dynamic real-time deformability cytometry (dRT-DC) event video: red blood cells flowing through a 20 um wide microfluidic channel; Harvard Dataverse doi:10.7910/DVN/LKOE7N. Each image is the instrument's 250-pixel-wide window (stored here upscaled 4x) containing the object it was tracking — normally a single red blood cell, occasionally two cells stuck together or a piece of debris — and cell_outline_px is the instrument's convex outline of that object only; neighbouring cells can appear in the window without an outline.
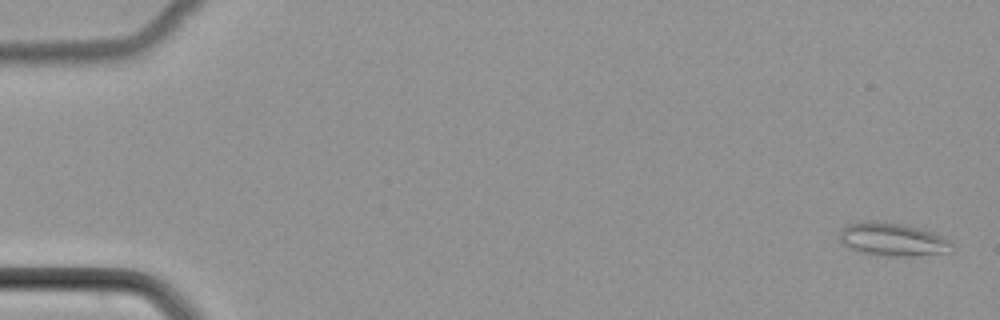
{"species": "common noctule bat (a hibernating species)", "species_latin": "Nyctalus noctula", "temperature_condition": "cold", "stored_images_in_passage": 52, "camera_frame_rate_fps": 3000, "um_per_image_px": 0.085, "animal": {"sex": "female", "body_mass_g": 22.7, "forearm_length_mm": 54.2}, "frame": {"image": 1, "passage_image": 2, "time_ms": 0.333, "image_size_px": [1000, 320], "cell_outline_px": [[952, 244], [948, 252], [908, 256], [888, 256], [860, 252], [848, 248], [840, 240], [840, 232], [848, 224], [868, 220], [904, 224], [920, 228], [932, 232], [948, 240]], "centroid_in_image_um": [75.83, 20.34], "position_along_channel_um": 9.2, "area_um2": 21.39}}
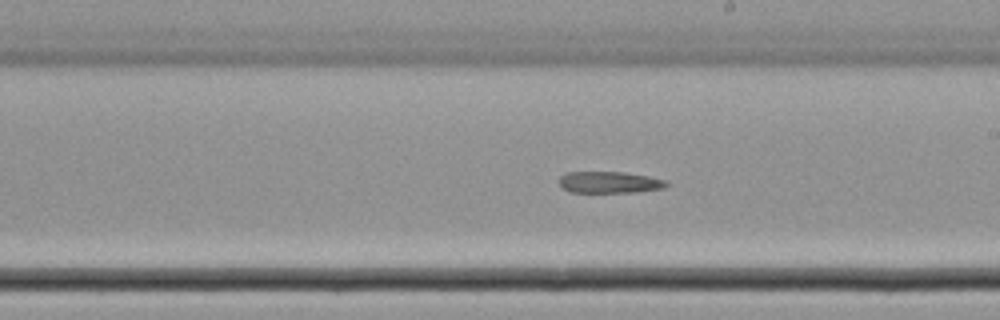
{"frame": {"image": 2, "passage_image": 31, "time_ms": 10.0, "image_size_px": [1000, 320], "cell_outline_px": [[668, 184], [664, 188], [636, 192], [568, 192], [560, 184], [560, 176], [568, 172], [624, 172], [648, 176], [668, 180]], "centroid_in_image_um": [51.84, 15.49], "position_along_channel_um": 237.2, "area_um2": 13.47}}
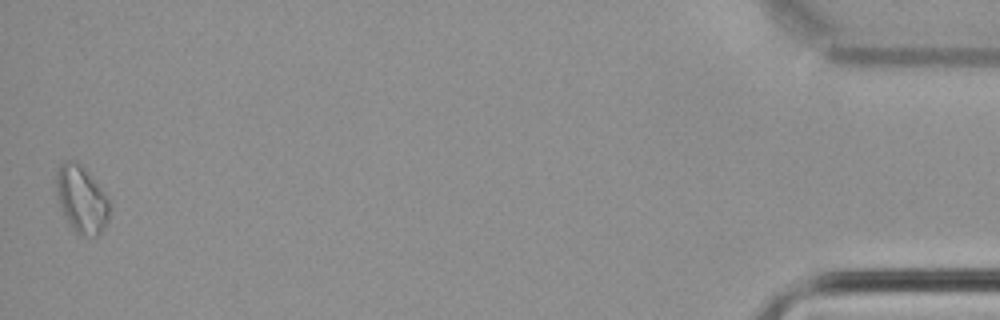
{"frame": {"image": 3, "passage_image": 52, "time_ms": 17.0, "image_size_px": [1000, 320], "cell_outline_px": [[112, 200], [108, 220], [100, 232], [96, 236], [80, 236], [72, 228], [60, 204], [56, 188], [56, 172], [60, 164], [64, 160], [76, 160], [80, 164]], "centroid_in_image_um": [6.97, 16.92], "position_along_channel_um": 428.2, "area_um2": 20.81}}